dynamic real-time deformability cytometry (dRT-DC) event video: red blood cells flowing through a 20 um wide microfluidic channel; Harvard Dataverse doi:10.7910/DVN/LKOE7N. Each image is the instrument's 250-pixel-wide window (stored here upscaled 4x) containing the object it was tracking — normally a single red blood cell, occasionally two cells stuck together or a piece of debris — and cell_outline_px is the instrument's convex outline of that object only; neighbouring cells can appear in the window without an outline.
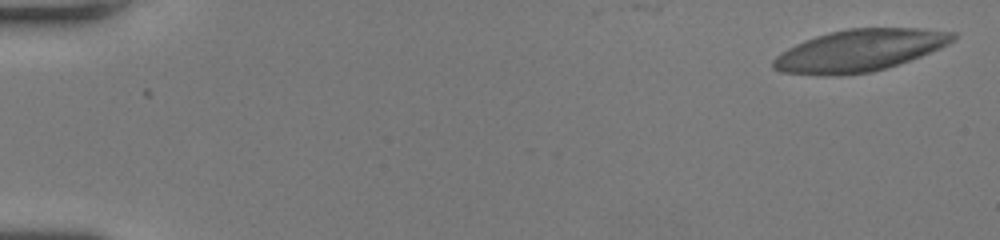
{"species": "human", "species_latin": "Homo sapiens", "temperature_condition": "room temperature", "stored_images_in_passage": 47, "camera_frame_rate_fps": 3000, "um_per_image_px": 0.085, "donor": {"sex": "female"}, "frame": {"image": 1, "passage_image": 1, "time_ms": 0.0, "image_size_px": [1000, 240], "cell_outline_px": [[956, 40], [940, 48], [920, 56], [872, 72], [840, 76], [824, 76], [780, 72], [772, 68], [772, 60], [776, 56], [788, 48], [804, 40], [828, 32], [848, 28], [920, 28], [956, 32]], "centroid_in_image_um": [73.04, 4.29], "position_along_channel_um": 12.0, "area_um2": 44.04}}
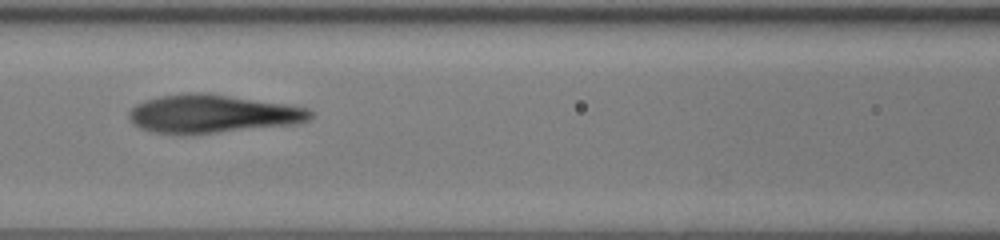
{"frame": {"image": 2, "passage_image": 24, "time_ms": 7.667, "image_size_px": [1000, 240], "cell_outline_px": [[312, 116], [308, 120], [296, 124], [216, 132], [152, 132], [140, 128], [132, 124], [128, 116], [128, 112], [136, 104], [160, 96], [192, 92], [200, 92], [284, 104], [308, 108], [312, 112]], "centroid_in_image_um": [18.04, 9.66], "position_along_channel_um": 148.6, "area_um2": 39.36}}
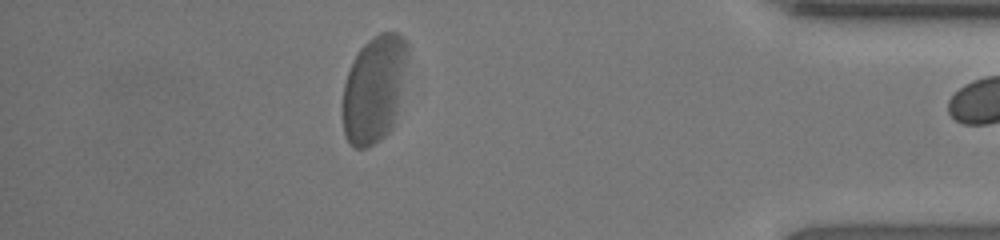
{"frame": {"image": 3, "passage_image": 46, "time_ms": 15.0, "image_size_px": [1000, 240], "cell_outline_px": [[408, 60], [396, 116], [392, 128], [380, 140], [368, 148], [356, 148], [348, 140], [344, 132], [344, 84], [348, 72], [360, 48], [368, 40], [380, 32], [396, 32], [404, 36], [408, 44]], "centroid_in_image_um": [31.84, 7.54], "position_along_channel_um": 403.4, "area_um2": 40.4}}